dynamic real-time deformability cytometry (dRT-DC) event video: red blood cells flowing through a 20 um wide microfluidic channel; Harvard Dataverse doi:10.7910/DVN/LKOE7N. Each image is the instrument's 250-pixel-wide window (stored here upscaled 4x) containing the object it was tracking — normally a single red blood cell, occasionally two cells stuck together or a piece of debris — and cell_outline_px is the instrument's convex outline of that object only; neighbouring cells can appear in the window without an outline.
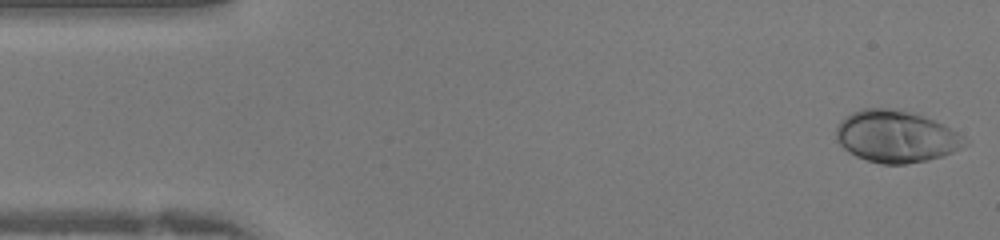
{"species": "human", "species_latin": "Homo sapiens", "temperature_condition": "warm", "stored_images_in_passage": 41, "camera_frame_rate_fps": 3000, "um_per_image_px": 0.085, "donor": {"sex": "female"}, "frame": {"image": 1, "passage_image": 1, "time_ms": 0.0, "image_size_px": [1000, 240], "cell_outline_px": [[968, 144], [944, 156], [904, 164], [880, 164], [856, 156], [848, 152], [836, 140], [836, 128], [840, 120], [852, 112], [864, 108], [884, 108], [908, 112], [924, 116], [944, 124], [964, 136], [968, 140]], "centroid_in_image_um": [76.16, 11.6], "position_along_channel_um": 8.8, "area_um2": 38.84}}
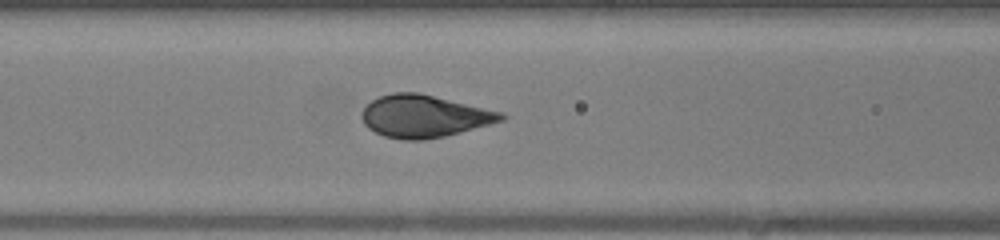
{"frame": {"image": 2, "passage_image": 16, "time_ms": 5.0, "image_size_px": [1000, 240], "cell_outline_px": [[508, 116], [504, 120], [460, 132], [444, 136], [424, 140], [404, 140], [384, 136], [368, 128], [364, 124], [360, 116], [360, 112], [372, 100], [380, 96], [392, 92], [416, 92], [504, 112]], "centroid_in_image_um": [36.04, 9.88], "position_along_channel_um": 130.6, "area_um2": 34.33}}
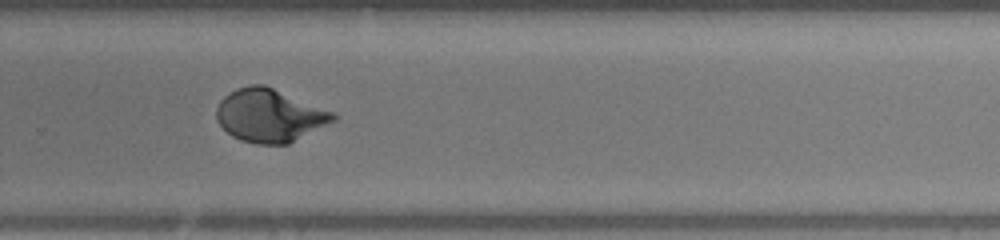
{"frame": {"image": 3, "passage_image": 27, "time_ms": 8.667, "image_size_px": [1000, 240], "cell_outline_px": [[336, 120], [288, 144], [256, 144], [240, 140], [232, 136], [216, 120], [216, 108], [220, 100], [224, 96], [236, 88], [248, 84], [264, 84], [336, 112]], "centroid_in_image_um": [22.92, 9.8], "position_along_channel_um": 306.9, "area_um2": 36.3}}